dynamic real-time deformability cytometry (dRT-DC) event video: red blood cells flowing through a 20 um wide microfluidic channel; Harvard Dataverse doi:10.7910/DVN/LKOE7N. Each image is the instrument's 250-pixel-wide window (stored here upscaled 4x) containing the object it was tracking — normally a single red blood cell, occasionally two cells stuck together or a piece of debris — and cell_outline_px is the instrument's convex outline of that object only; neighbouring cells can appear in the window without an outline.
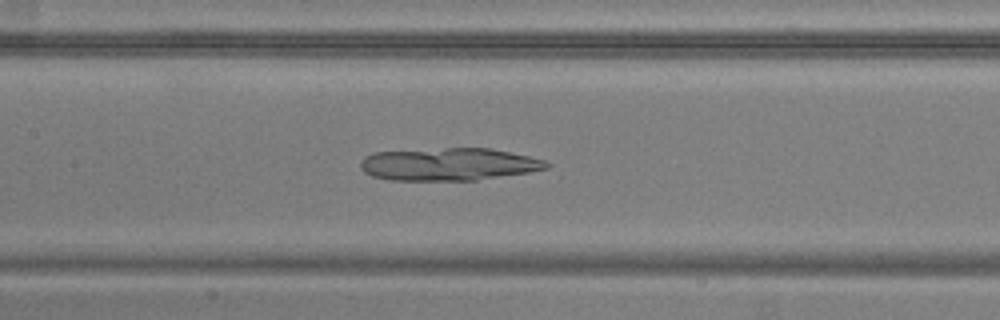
{"species": "common noctule bat (a hibernating species)", "species_latin": "Nyctalus noctula", "temperature_condition": "warm", "stored_images_in_passage": 45, "camera_frame_rate_fps": 3000, "um_per_image_px": 0.085, "animal": {"sex": "male", "body_mass_g": 20.5, "forearm_length_mm": 52.5}, "frame": {"image": 1, "passage_image": 16, "time_ms": 5.0, "image_size_px": [1000, 320], "cell_outline_px": [[552, 164], [548, 168], [528, 172], [476, 180], [392, 180], [372, 176], [364, 172], [360, 168], [360, 160], [364, 156], [372, 152], [444, 148], [488, 148], [528, 156], [544, 160]], "centroid_in_image_um": [38.1, 13.96], "position_along_channel_um": 169.3, "area_um2": 35.32}}
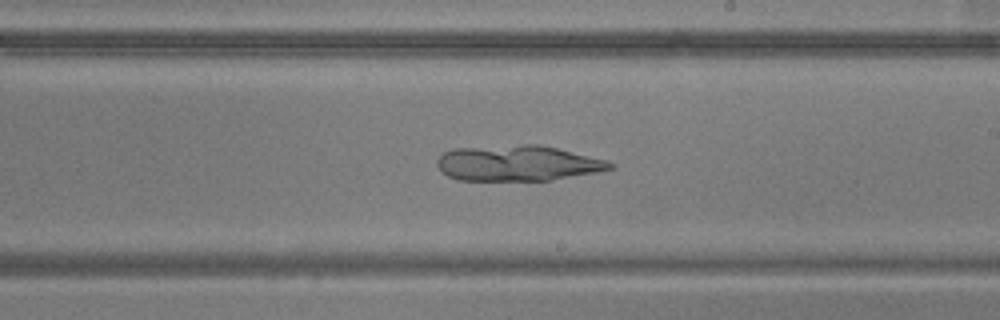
{"frame": {"image": 2, "passage_image": 22, "time_ms": 7.0, "image_size_px": [1000, 320], "cell_outline_px": [[612, 168], [600, 172], [552, 180], [460, 180], [448, 176], [436, 164], [436, 160], [444, 152], [456, 148], [520, 144], [540, 144], [604, 160], [612, 164]], "centroid_in_image_um": [43.98, 13.87], "position_along_channel_um": 245.0, "area_um2": 35.6}}
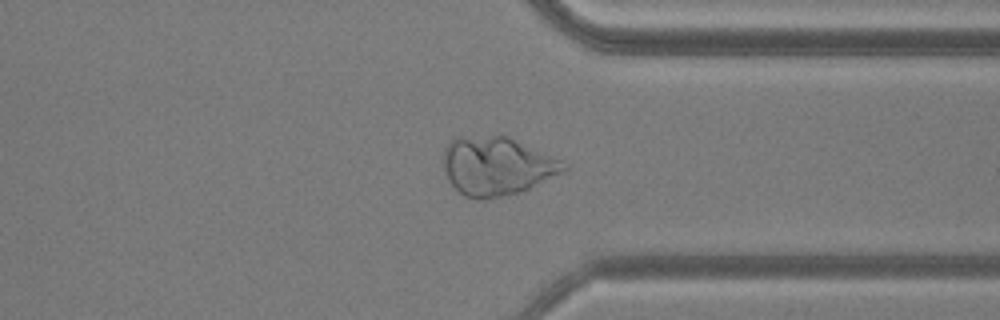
{"frame": {"image": 3, "passage_image": 32, "time_ms": 10.333, "image_size_px": [1000, 320], "cell_outline_px": [[568, 168], [564, 172], [520, 192], [488, 200], [476, 200], [464, 196], [448, 180], [444, 168], [444, 148], [456, 136], [508, 136], [560, 160], [568, 164]], "centroid_in_image_um": [42.21, 14.13], "position_along_channel_um": 369.2, "area_um2": 40.98}}